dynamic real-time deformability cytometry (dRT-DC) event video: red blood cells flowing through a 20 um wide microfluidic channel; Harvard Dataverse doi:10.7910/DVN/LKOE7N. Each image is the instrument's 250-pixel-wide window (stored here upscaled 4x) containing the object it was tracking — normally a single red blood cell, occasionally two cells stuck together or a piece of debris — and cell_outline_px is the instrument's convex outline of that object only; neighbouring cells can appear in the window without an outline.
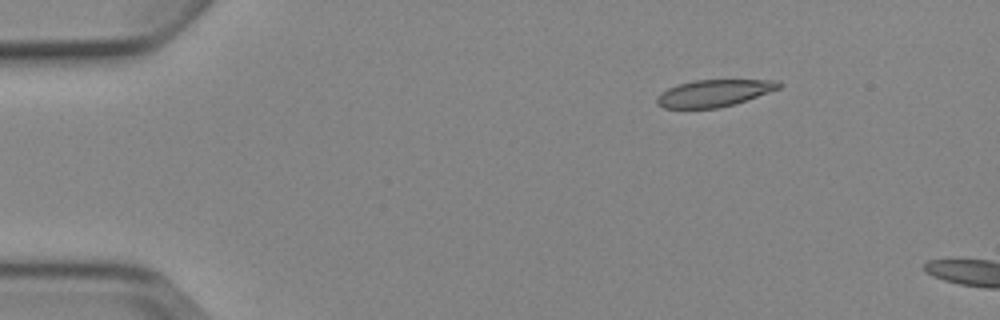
{"species": "Egyptian fruit bat (a non-hibernating species)", "species_latin": "Rousettus aegyptiacus", "temperature_condition": "cold", "stored_images_in_passage": 3, "camera_frame_rate_fps": 3000, "um_per_image_px": 0.085, "animal": {"sex": "female"}, "frame": {"image": 1, "passage_image": 2, "time_ms": 2.0, "image_size_px": [1000, 320], "cell_outline_px": [[784, 84], [780, 88], [732, 104], [716, 108], [664, 108], [656, 104], [656, 96], [660, 92], [676, 84], [692, 80], [780, 80]], "centroid_in_image_um": [60.64, 7.9], "position_along_channel_um": 24.4, "area_um2": 19.13}}